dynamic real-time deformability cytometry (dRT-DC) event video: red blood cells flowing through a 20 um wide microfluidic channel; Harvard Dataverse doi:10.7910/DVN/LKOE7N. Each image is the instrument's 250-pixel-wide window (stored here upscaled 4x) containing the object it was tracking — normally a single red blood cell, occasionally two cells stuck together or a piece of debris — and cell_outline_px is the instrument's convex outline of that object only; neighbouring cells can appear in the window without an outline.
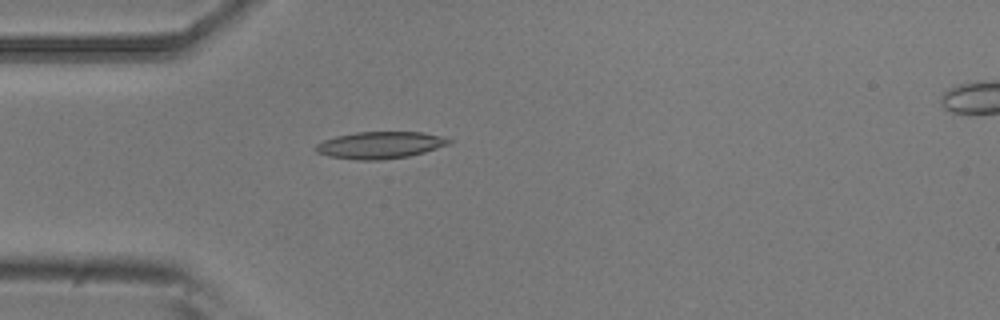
{"species": "common noctule bat (a hibernating species)", "species_latin": "Nyctalus noctula", "temperature_condition": "room temperature", "stored_images_in_passage": 2, "camera_frame_rate_fps": 3000, "um_per_image_px": 0.085, "animal": {"sex": "male", "body_mass_g": 20.5, "forearm_length_mm": 52.5}, "frame": {"image": 1, "passage_image": 2, "time_ms": 0.333, "image_size_px": [1000, 320], "cell_outline_px": [[452, 144], [424, 152], [408, 156], [380, 160], [356, 160], [328, 156], [316, 152], [312, 148], [316, 144], [324, 140], [336, 136], [356, 132], [424, 132], [440, 136], [452, 140]], "centroid_in_image_um": [32.29, 12.33], "position_along_channel_um": 52.7, "area_um2": 21.04}}